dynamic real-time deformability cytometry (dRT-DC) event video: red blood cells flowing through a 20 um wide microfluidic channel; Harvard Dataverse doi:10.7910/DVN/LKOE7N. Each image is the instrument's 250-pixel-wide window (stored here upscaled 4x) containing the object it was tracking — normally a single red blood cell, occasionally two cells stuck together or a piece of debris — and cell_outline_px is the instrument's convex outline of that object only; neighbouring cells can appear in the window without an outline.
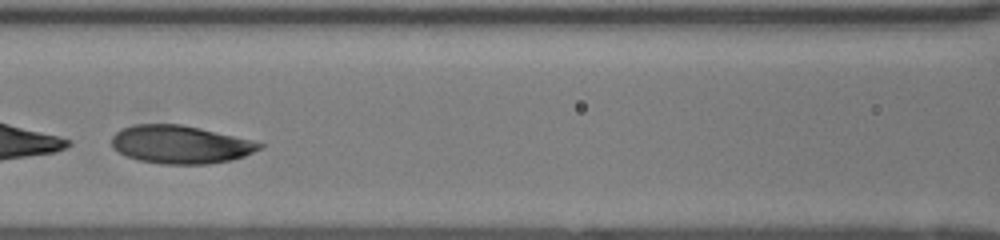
{"species": "human", "species_latin": "Homo sapiens", "temperature_condition": "room temperature", "stored_images_in_passage": 38, "segment_of_instrument_passage": [2, 2], "camera_frame_rate_fps": 3000, "um_per_image_px": 0.085, "donor": {"sex": "female"}, "frame": {"image": 1, "passage_image": 18, "time_ms": 5.667, "image_size_px": [1000, 240], "cell_outline_px": [[264, 144], [260, 148], [244, 156], [232, 160], [208, 164], [160, 164], [136, 160], [124, 156], [112, 148], [112, 136], [116, 132], [124, 128], [136, 124], [180, 124], [200, 128], [252, 140]], "centroid_in_image_um": [15.29, 12.29], "position_along_channel_um": 151.3, "area_um2": 32.83}}
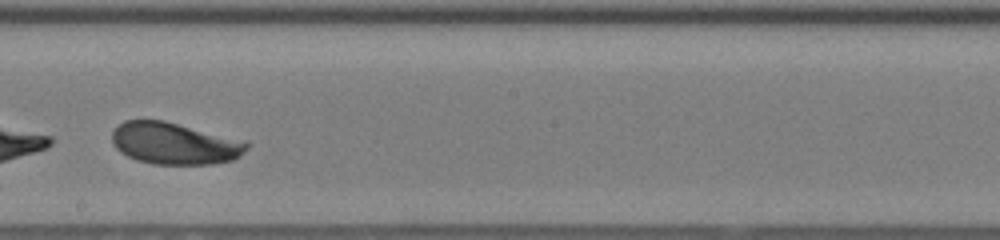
{"frame": {"image": 2, "passage_image": 24, "time_ms": 7.667, "image_size_px": [1000, 240], "cell_outline_px": [[248, 148], [236, 160], [212, 164], [152, 164], [136, 160], [120, 152], [116, 148], [112, 140], [112, 132], [124, 120], [164, 120], [248, 140]], "centroid_in_image_um": [14.89, 12.19], "position_along_channel_um": 233.3, "area_um2": 33.29}}
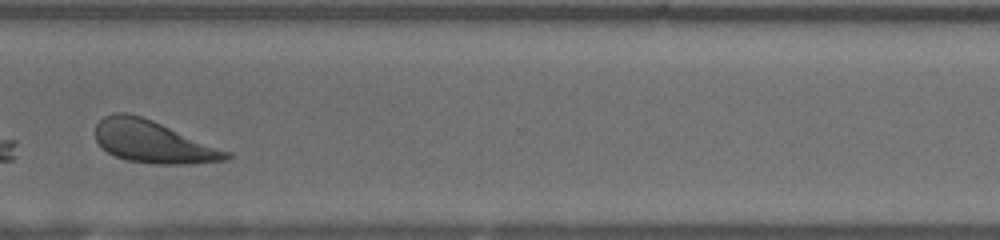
{"frame": {"image": 3, "passage_image": 33, "time_ms": 10.667, "image_size_px": [1000, 240], "cell_outline_px": [[232, 156], [228, 160], [188, 164], [156, 164], [124, 160], [108, 152], [96, 140], [96, 124], [104, 116], [116, 112], [128, 112], [152, 120], [232, 152]], "centroid_in_image_um": [13.04, 12.06], "position_along_channel_um": 357.6, "area_um2": 32.19}}